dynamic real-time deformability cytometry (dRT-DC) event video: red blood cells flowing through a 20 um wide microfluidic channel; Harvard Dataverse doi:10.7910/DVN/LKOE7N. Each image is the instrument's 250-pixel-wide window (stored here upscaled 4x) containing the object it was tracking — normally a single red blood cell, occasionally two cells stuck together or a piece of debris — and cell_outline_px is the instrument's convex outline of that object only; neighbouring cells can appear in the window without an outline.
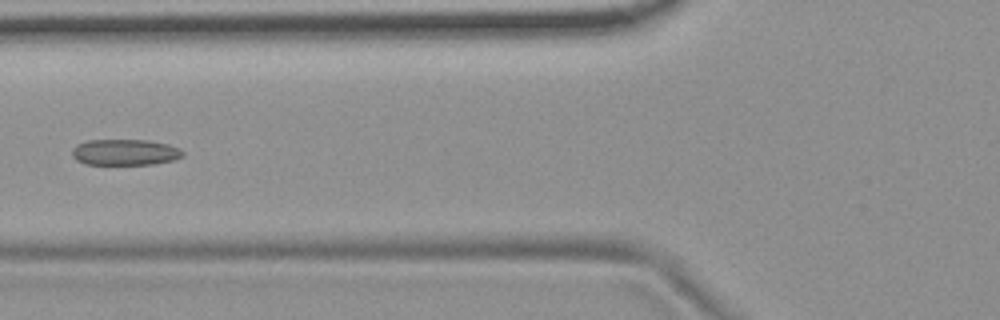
{"species": "common noctule bat (a hibernating species)", "species_latin": "Nyctalus noctula", "temperature_condition": "room temperature", "stored_images_in_passage": 6, "camera_frame_rate_fps": 3000, "um_per_image_px": 0.085, "animal": {"sex": "female", "body_mass_g": 19.9}, "frame": {"image": 1, "passage_image": 6, "time_ms": 1.667, "image_size_px": [1000, 320], "cell_outline_px": [[184, 156], [172, 160], [156, 164], [84, 164], [76, 160], [72, 156], [72, 148], [76, 144], [88, 140], [148, 140], [168, 144], [180, 148], [184, 152]], "centroid_in_image_um": [10.62, 12.94], "position_along_channel_um": 115.2, "area_um2": 16.94}}